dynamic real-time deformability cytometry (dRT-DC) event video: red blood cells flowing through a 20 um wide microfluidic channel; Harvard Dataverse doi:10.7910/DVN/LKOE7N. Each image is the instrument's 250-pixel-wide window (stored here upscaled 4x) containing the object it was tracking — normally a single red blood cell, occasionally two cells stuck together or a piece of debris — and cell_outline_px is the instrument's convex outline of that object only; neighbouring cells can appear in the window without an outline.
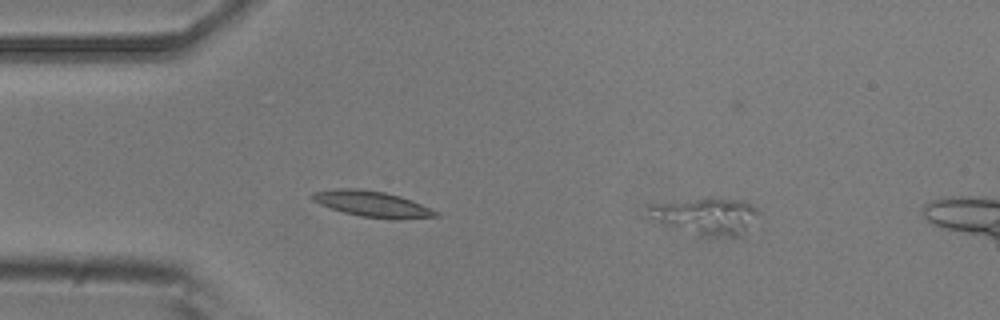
{"species": "common noctule bat (a hibernating species)", "species_latin": "Nyctalus noctula", "temperature_condition": "room temperature", "stored_images_in_passage": 4, "segment_of_instrument_passage": [2, 2], "camera_frame_rate_fps": 3000, "um_per_image_px": 0.085, "animal": {"sex": "male", "body_mass_g": 20.5, "forearm_length_mm": 52.5}, "frame": {"image": 1, "passage_image": 4, "time_ms": 3.333, "image_size_px": [1000, 320], "cell_outline_px": [[760, 212], [740, 236], [700, 236], [664, 224], [648, 216], [648, 204], [696, 200], [744, 200], [752, 204]], "centroid_in_image_um": [60.01, 18.39], "position_along_channel_um": 25.0, "area_um2": 22.72}}